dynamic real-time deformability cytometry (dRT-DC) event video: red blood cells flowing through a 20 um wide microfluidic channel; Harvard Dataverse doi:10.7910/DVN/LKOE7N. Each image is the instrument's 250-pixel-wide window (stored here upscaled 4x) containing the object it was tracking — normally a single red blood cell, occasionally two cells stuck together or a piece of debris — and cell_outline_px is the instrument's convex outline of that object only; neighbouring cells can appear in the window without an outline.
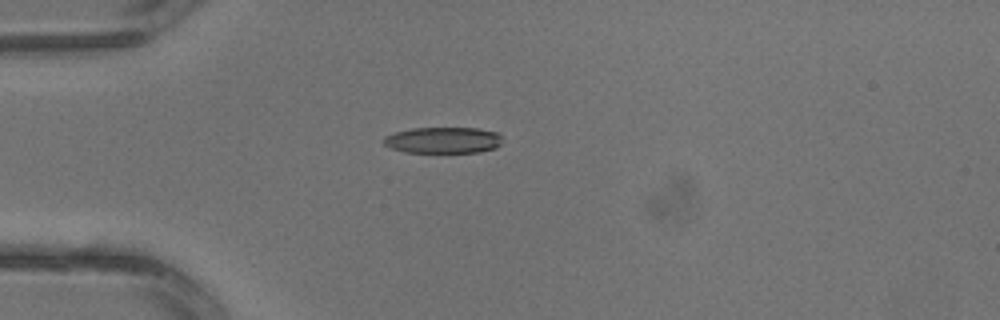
{"species": "common noctule bat (a hibernating species)", "species_latin": "Nyctalus noctula", "temperature_condition": "warm", "stored_images_in_passage": 2, "camera_frame_rate_fps": 3000, "um_per_image_px": 0.085, "animal": {"sex": "male", "body_mass_g": 13.3}, "frame": {"image": 1, "passage_image": 2, "time_ms": 0.333, "image_size_px": [1000, 320], "cell_outline_px": [[504, 136], [500, 144], [496, 148], [480, 152], [404, 152], [392, 148], [384, 144], [380, 140], [384, 136], [396, 132], [412, 128], [476, 128], [496, 132]], "centroid_in_image_um": [37.68, 11.91], "position_along_channel_um": 47.3, "area_um2": 18.26}}